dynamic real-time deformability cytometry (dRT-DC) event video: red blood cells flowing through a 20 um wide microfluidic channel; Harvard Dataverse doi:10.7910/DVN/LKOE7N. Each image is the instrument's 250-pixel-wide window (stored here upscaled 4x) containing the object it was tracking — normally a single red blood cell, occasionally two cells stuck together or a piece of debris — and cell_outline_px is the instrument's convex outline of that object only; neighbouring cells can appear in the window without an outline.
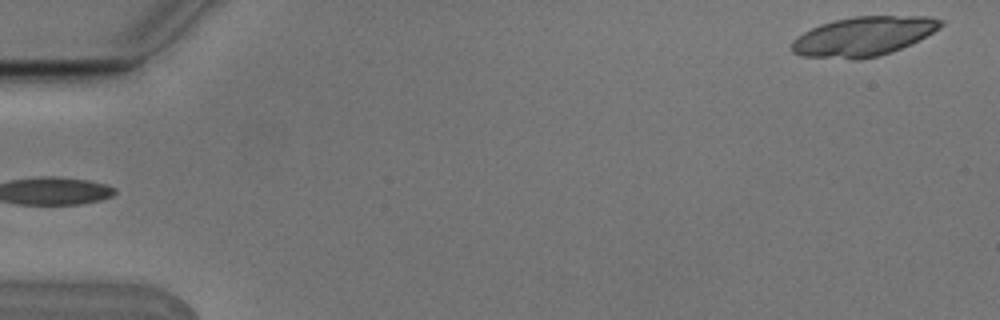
{"species": "Egyptian fruit bat (a non-hibernating species)", "species_latin": "Rousettus aegyptiacus", "temperature_condition": "cold", "stored_images_in_passage": 5, "camera_frame_rate_fps": 3000, "um_per_image_px": 0.085, "animal": {"sex": "male"}, "frame": {"image": 1, "passage_image": 5, "time_ms": 1.333, "image_size_px": [1000, 320], "cell_outline_px": [[944, 24], [932, 32], [892, 52], [880, 56], [856, 60], [852, 60], [800, 56], [792, 52], [792, 40], [804, 32], [820, 24], [852, 16], [928, 16], [944, 20]], "centroid_in_image_um": [73.35, 3.1], "position_along_channel_um": 11.6, "area_um2": 34.1}}